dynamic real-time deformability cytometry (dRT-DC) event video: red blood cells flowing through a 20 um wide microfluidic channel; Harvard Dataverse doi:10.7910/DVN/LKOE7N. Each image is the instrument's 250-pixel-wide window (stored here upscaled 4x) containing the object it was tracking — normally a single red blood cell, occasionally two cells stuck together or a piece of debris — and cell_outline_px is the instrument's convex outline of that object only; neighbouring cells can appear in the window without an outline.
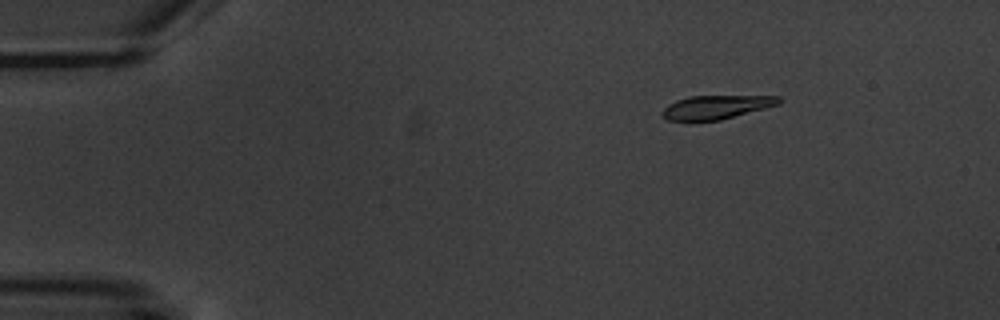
{"species": "common noctule bat (a hibernating species)", "species_latin": "Nyctalus noctula", "temperature_condition": "warm", "stored_images_in_passage": 14, "camera_frame_rate_fps": 3000, "um_per_image_px": 0.085, "animal": {"sex": "male", "body_mass_g": 20.1, "forearm_length_mm": 53.5}, "frame": {"image": 1, "passage_image": 3, "time_ms": 2.333, "image_size_px": [1000, 320], "cell_outline_px": [[780, 104], [720, 120], [668, 120], [664, 116], [664, 108], [668, 104], [676, 100], [688, 96], [780, 96]], "centroid_in_image_um": [60.9, 9.09], "position_along_channel_um": 24.1, "area_um2": 15.78}}
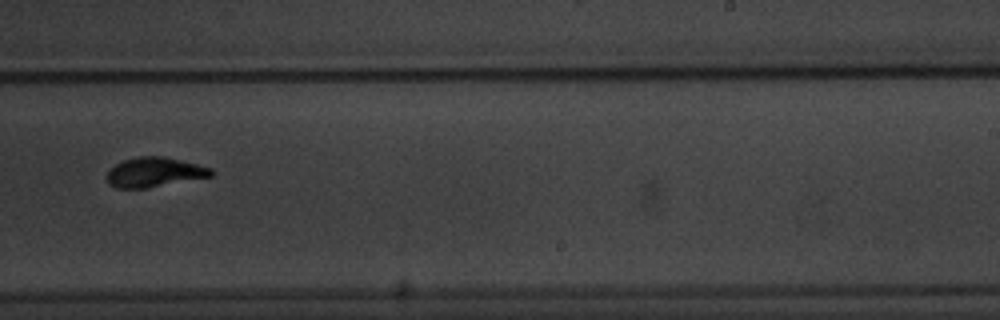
{"frame": {"image": 2, "passage_image": 10, "time_ms": 11.667, "image_size_px": [1000, 320], "cell_outline_px": [[216, 172], [212, 176], [148, 188], [116, 188], [108, 184], [108, 172], [116, 164], [124, 160], [136, 156], [164, 156], [212, 168]], "centroid_in_image_um": [13.15, 14.64], "position_along_channel_um": 275.8, "area_um2": 17.98}}
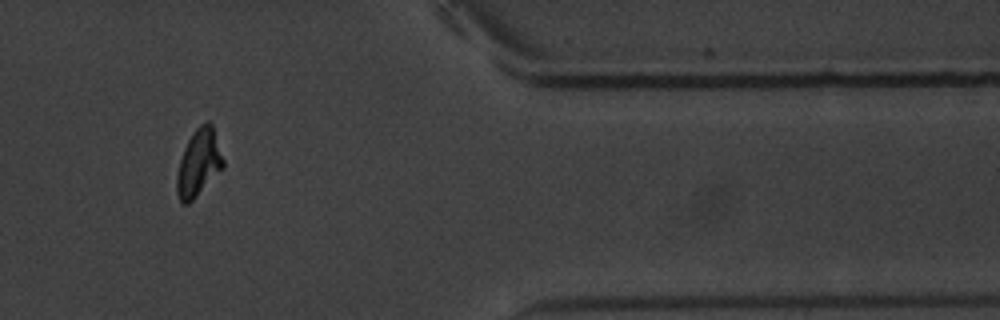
{"frame": {"image": 3, "passage_image": 13, "time_ms": 15.667, "image_size_px": [1000, 320], "cell_outline_px": [[224, 168], [188, 204], [180, 204], [176, 192], [176, 176], [180, 160], [184, 148], [192, 132], [200, 124], [208, 120], [212, 124], [224, 160]], "centroid_in_image_um": [16.88, 13.85], "position_along_channel_um": 394.5, "area_um2": 18.21}, "authors_computed_cell_mechanics": {"area_um2": 17.5134, "velocity_mm_per_s": 3.5574, "shape_relaxation_time_tau1_ms": 3.383, "shape_relaxation_time_tau2_ms": null, "deformation_change_tau1": 0.1231, "deformation_change_tau2": null}}